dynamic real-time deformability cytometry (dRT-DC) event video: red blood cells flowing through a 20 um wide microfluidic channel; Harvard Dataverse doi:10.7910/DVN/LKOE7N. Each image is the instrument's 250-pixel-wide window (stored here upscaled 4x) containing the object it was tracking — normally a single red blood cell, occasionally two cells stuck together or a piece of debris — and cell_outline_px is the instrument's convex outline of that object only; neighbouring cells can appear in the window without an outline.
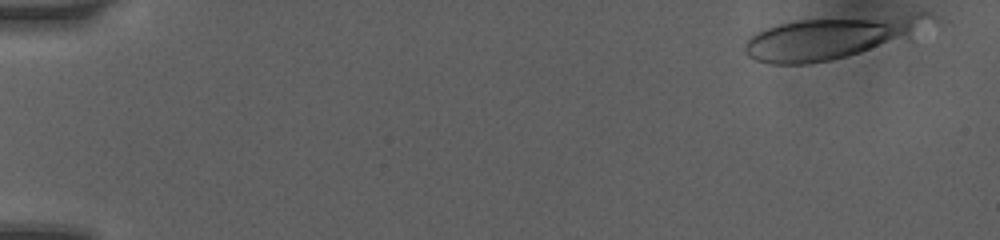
{"species": "human", "species_latin": "Homo sapiens", "temperature_condition": "room temperature", "stored_images_in_passage": 9, "camera_frame_rate_fps": 3000, "um_per_image_px": 0.085, "donor": {"sex": "female"}, "frame": {"image": 1, "passage_image": 1, "time_ms": 0.0, "image_size_px": [1000, 240], "cell_outline_px": [[952, 20], [912, 40], [828, 60], [804, 64], [772, 64], [756, 60], [748, 56], [744, 52], [744, 44], [756, 32], [764, 28], [796, 20], [912, 12], [928, 12]], "centroid_in_image_um": [71.14, 3.11], "position_along_channel_um": 13.9, "area_um2": 48.49}}